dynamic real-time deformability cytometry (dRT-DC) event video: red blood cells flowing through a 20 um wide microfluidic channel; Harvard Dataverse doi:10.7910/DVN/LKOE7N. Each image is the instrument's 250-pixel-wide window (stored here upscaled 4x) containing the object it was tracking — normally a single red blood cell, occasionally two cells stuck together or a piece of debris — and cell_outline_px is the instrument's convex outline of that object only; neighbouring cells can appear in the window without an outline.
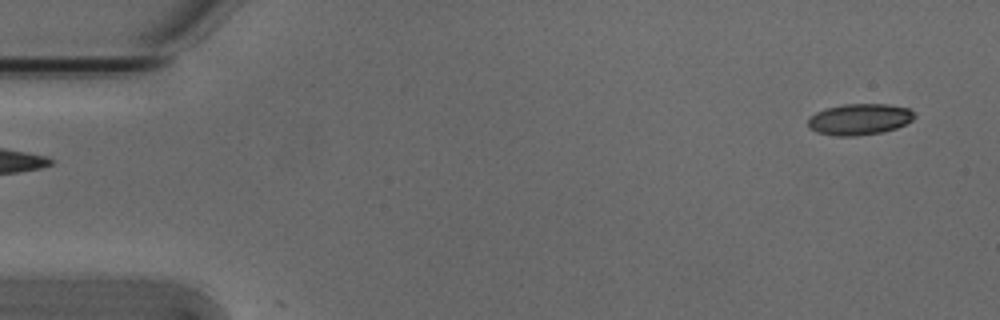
{"species": "Egyptian fruit bat (a non-hibernating species)", "species_latin": "Rousettus aegyptiacus", "temperature_condition": "cold", "stored_images_in_passage": 5, "segment_of_instrument_passage": [2, 2], "camera_frame_rate_fps": 3000, "um_per_image_px": 0.085, "animal": {"sex": "male"}, "frame": {"image": 1, "passage_image": 5, "time_ms": 1.333, "image_size_px": [1000, 320], "cell_outline_px": [[916, 116], [912, 120], [896, 128], [884, 132], [856, 136], [836, 136], [816, 132], [808, 128], [808, 116], [824, 108], [844, 104], [884, 104], [908, 108]], "centroid_in_image_um": [73.0, 10.14], "position_along_channel_um": 12.0, "area_um2": 19.48}}